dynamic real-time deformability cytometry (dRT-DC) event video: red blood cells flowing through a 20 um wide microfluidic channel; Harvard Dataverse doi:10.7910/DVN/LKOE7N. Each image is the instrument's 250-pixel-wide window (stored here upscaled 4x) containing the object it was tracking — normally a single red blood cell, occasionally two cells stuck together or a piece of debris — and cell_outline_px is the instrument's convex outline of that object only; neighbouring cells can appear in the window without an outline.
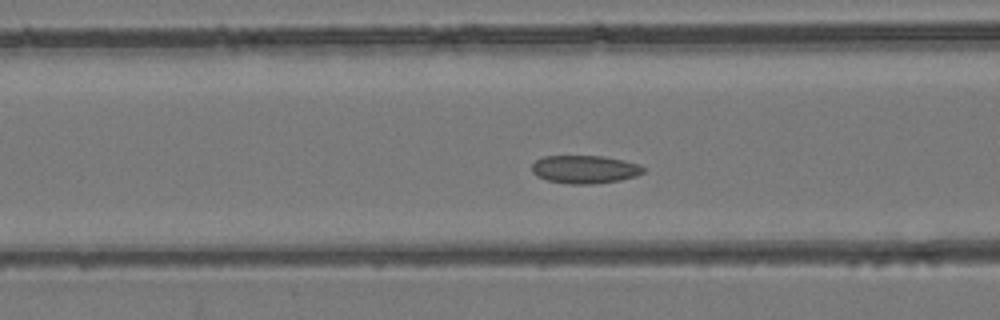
{"species": "common noctule bat (a hibernating species)", "species_latin": "Nyctalus noctula", "temperature_condition": "room temperature", "stored_images_in_passage": 43, "camera_frame_rate_fps": 3000, "um_per_image_px": 0.085, "animal": {"sex": "female", "body_mass_g": 24.6, "forearm_length_mm": 56.2}, "frame": {"image": 1, "passage_image": 15, "time_ms": 4.667, "image_size_px": [1000, 320], "cell_outline_px": [[644, 172], [636, 176], [620, 180], [596, 184], [568, 184], [548, 180], [536, 176], [532, 172], [532, 164], [536, 160], [544, 156], [604, 156], [624, 160], [640, 164], [644, 168]], "centroid_in_image_um": [49.71, 14.4], "position_along_channel_um": 116.9, "area_um2": 18.38}}
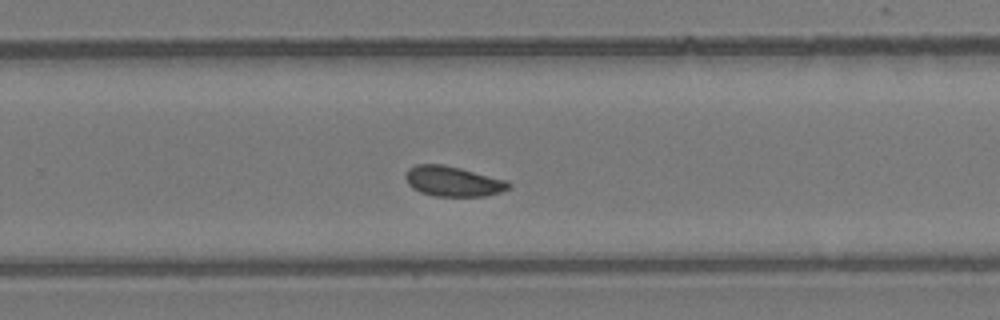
{"frame": {"image": 2, "passage_image": 27, "time_ms": 8.667, "image_size_px": [1000, 320], "cell_outline_px": [[512, 188], [500, 192], [484, 196], [436, 196], [420, 192], [412, 188], [408, 184], [404, 176], [408, 168], [416, 164], [444, 164], [508, 180], [512, 184]], "centroid_in_image_um": [38.52, 15.41], "position_along_channel_um": 291.3, "area_um2": 18.32}}
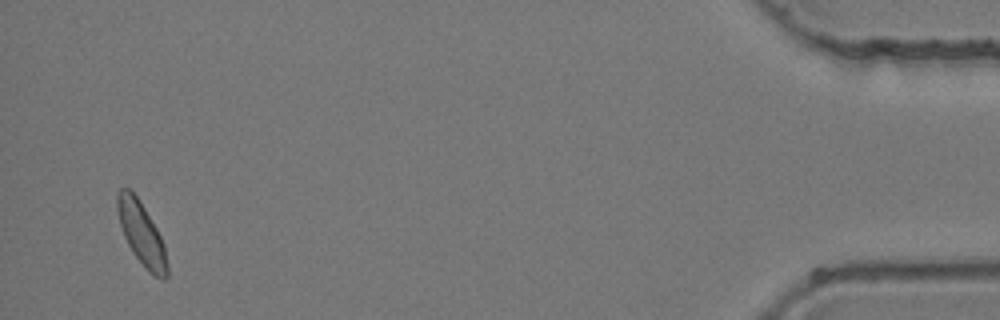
{"frame": {"image": 3, "passage_image": 42, "time_ms": 13.667, "image_size_px": [1000, 320], "cell_outline_px": [[168, 276], [164, 280], [156, 276], [132, 252], [124, 236], [120, 224], [116, 208], [116, 196], [120, 188], [128, 188], [136, 196], [144, 208], [156, 228], [164, 244], [168, 264]], "centroid_in_image_um": [12.02, 19.83], "position_along_channel_um": 423.2, "area_um2": 17.8}}